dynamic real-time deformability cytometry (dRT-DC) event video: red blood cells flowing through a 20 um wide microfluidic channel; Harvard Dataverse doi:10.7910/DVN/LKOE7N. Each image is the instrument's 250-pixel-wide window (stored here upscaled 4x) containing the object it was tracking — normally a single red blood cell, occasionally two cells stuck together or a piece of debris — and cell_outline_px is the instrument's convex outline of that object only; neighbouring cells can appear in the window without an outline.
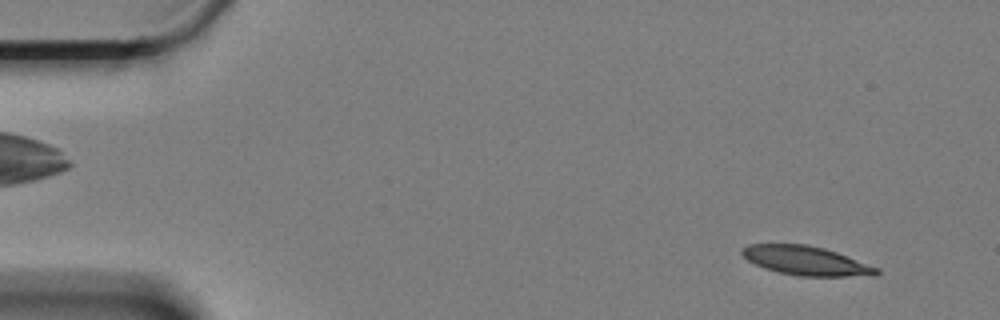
{"species": "Egyptian fruit bat (a non-hibernating species)", "species_latin": "Rousettus aegyptiacus", "temperature_condition": "cold", "stored_images_in_passage": 16, "camera_frame_rate_fps": 3000, "um_per_image_px": 0.085, "animal": {"sex": "female"}, "frame": {"image": 1, "passage_image": 4, "time_ms": 1.0, "image_size_px": [1000, 320], "cell_outline_px": [[880, 272], [876, 276], [796, 276], [776, 272], [764, 268], [748, 260], [740, 252], [748, 244], [804, 244], [824, 248], [836, 252], [880, 268]], "centroid_in_image_um": [68.54, 22.17], "position_along_channel_um": 16.5, "area_um2": 22.83}}
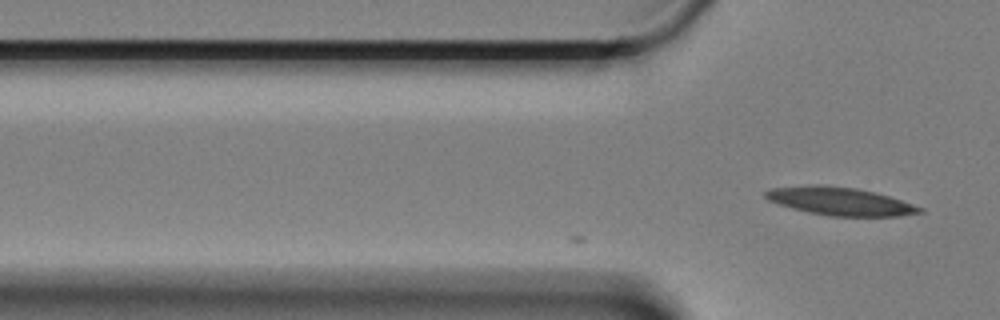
{"frame": {"image": 2, "passage_image": 16, "time_ms": 5.0, "image_size_px": [1000, 320], "cell_outline_px": [[924, 212], [900, 216], [828, 216], [808, 212], [792, 208], [768, 200], [764, 196], [764, 192], [772, 188], [812, 184], [820, 184], [856, 188], [888, 196], [924, 208]], "centroid_in_image_um": [71.39, 17.11], "position_along_channel_um": 54.4, "area_um2": 25.09}}